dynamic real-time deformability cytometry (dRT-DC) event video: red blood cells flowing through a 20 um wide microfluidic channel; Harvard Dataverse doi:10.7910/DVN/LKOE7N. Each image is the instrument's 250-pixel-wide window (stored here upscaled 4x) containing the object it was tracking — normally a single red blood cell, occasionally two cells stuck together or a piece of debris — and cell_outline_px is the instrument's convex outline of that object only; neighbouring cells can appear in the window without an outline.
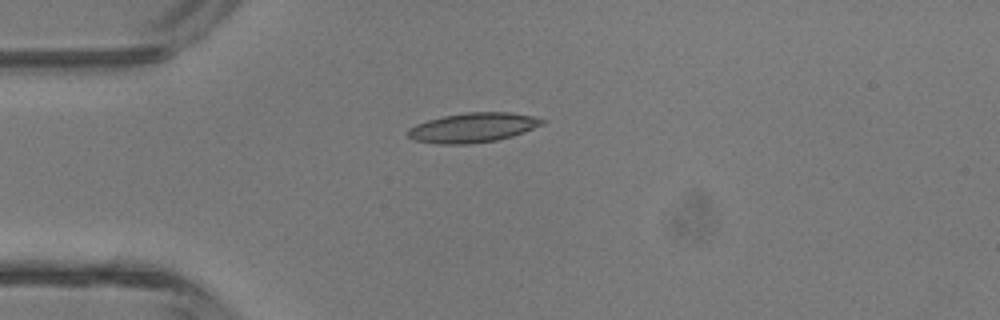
{"species": "common noctule bat (a hibernating species)", "species_latin": "Nyctalus noctula", "temperature_condition": "room temperature", "stored_images_in_passage": 3, "camera_frame_rate_fps": 3000, "um_per_image_px": 0.085, "animal": {"sex": "male", "body_mass_g": 13.3}, "frame": {"image": 1, "passage_image": 3, "time_ms": 3.0, "image_size_px": [1000, 320], "cell_outline_px": [[544, 124], [524, 132], [512, 136], [496, 140], [468, 144], [436, 144], [412, 140], [408, 136], [408, 128], [416, 124], [428, 120], [444, 116], [468, 112], [508, 112], [532, 116], [544, 120]], "centroid_in_image_um": [40.17, 10.85], "position_along_channel_um": 44.8, "area_um2": 23.06}}